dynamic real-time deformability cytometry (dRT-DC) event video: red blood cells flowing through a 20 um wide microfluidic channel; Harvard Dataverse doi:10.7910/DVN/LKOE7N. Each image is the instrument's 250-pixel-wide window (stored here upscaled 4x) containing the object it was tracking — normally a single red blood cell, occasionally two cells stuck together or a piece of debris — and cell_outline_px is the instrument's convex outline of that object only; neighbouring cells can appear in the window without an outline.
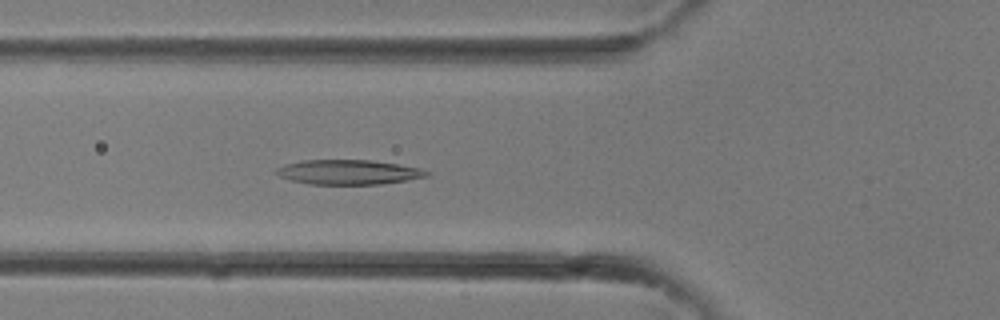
{"species": "common noctule bat (a hibernating species)", "species_latin": "Nyctalus noctula", "temperature_condition": "room temperature", "stored_images_in_passage": 32, "camera_frame_rate_fps": 3000, "um_per_image_px": 0.085, "animal": {"sex": "female"}, "frame": {"image": 1, "passage_image": 11, "time_ms": 3.333, "image_size_px": [1000, 320], "cell_outline_px": [[432, 172], [428, 176], [408, 180], [380, 184], [308, 184], [276, 176], [272, 172], [276, 168], [288, 164], [304, 160], [372, 160], [420, 168]], "centroid_in_image_um": [29.6, 14.63], "position_along_channel_um": 96.2, "area_um2": 21.68}}
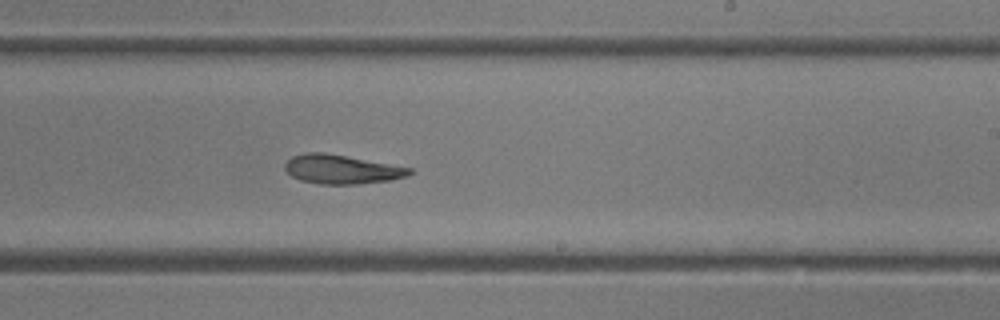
{"frame": {"image": 2, "passage_image": 19, "time_ms": 6.0, "image_size_px": [1000, 320], "cell_outline_px": [[412, 172], [408, 176], [392, 180], [356, 184], [320, 184], [300, 180], [292, 176], [284, 168], [284, 164], [292, 156], [304, 152], [324, 152], [412, 168]], "centroid_in_image_um": [29.02, 14.39], "position_along_channel_um": 260.0, "area_um2": 21.04}}
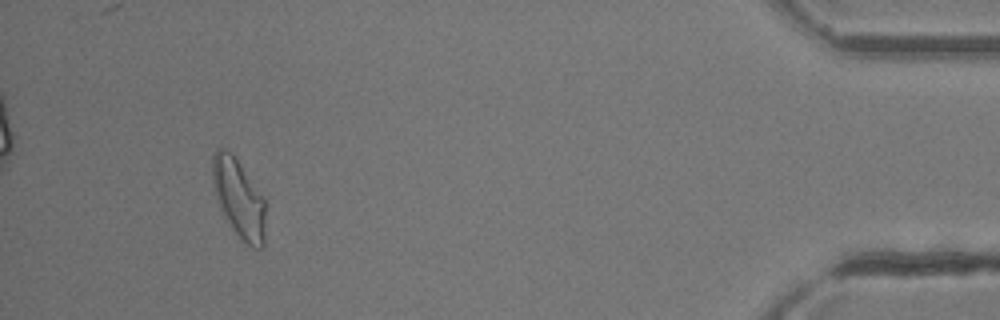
{"frame": {"image": 3, "passage_image": 30, "time_ms": 9.667, "image_size_px": [1000, 320], "cell_outline_px": [[264, 244], [260, 248], [252, 248], [244, 244], [240, 240], [224, 216], [220, 208], [212, 184], [212, 156], [216, 148], [224, 148], [232, 152], [264, 196]], "centroid_in_image_um": [20.28, 16.85], "position_along_channel_um": 414.9, "area_um2": 24.62}}